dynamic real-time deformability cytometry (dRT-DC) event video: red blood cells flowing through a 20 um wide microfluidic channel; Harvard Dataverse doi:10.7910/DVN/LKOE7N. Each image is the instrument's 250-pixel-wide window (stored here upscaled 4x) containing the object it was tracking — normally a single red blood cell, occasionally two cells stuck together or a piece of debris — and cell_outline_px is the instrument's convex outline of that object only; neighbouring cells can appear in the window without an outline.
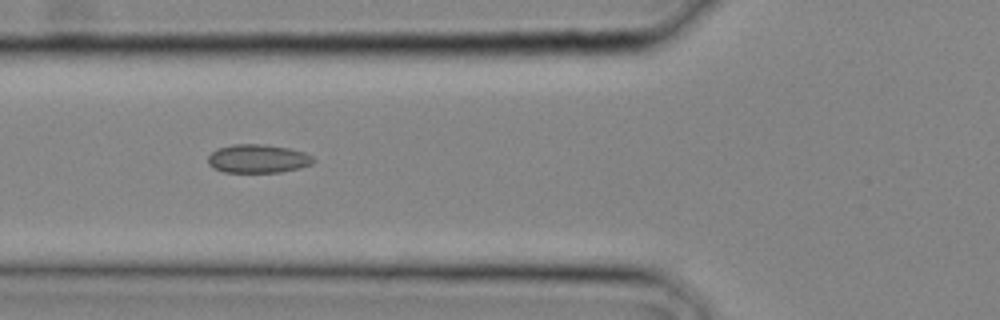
{"species": "common noctule bat (a hibernating species)", "species_latin": "Nyctalus noctula", "temperature_condition": "cold", "stored_images_in_passage": 29, "camera_frame_rate_fps": 3000, "um_per_image_px": 0.085, "animal": {"sex": "male", "body_mass_g": 20.4}, "frame": {"image": 1, "passage_image": 11, "time_ms": 3.333, "image_size_px": [1000, 320], "cell_outline_px": [[316, 160], [312, 164], [300, 168], [280, 172], [224, 172], [212, 168], [208, 164], [208, 156], [216, 148], [232, 144], [264, 144], [288, 148], [304, 152], [312, 156]], "centroid_in_image_um": [21.91, 13.48], "position_along_channel_um": 103.9, "area_um2": 17.69}}
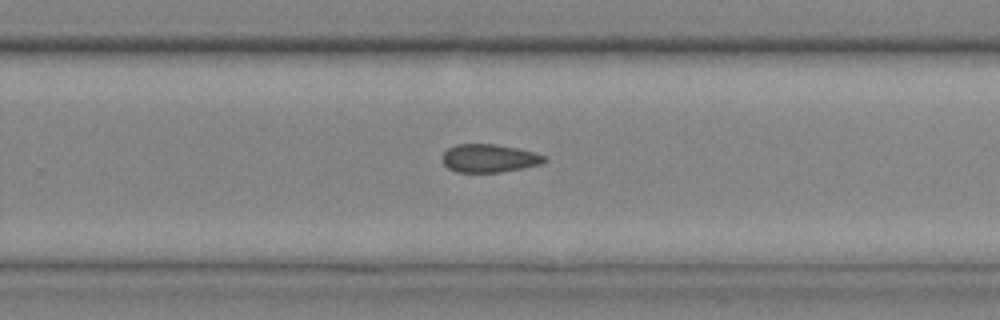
{"frame": {"image": 2, "passage_image": 19, "time_ms": 6.0, "image_size_px": [1000, 320], "cell_outline_px": [[548, 160], [540, 164], [524, 168], [500, 172], [456, 172], [448, 168], [444, 164], [440, 156], [448, 148], [456, 144], [496, 144], [516, 148], [548, 156]], "centroid_in_image_um": [41.57, 13.45], "position_along_channel_um": 288.2, "area_um2": 16.88}}
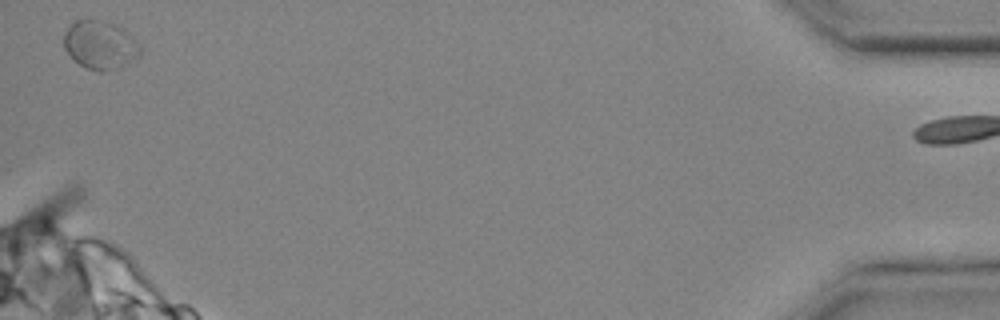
{"frame": {"image": 3, "passage_image": 28, "time_ms": 9.0, "image_size_px": [1000, 320], "cell_outline_px": [[140, 56], [136, 60], [120, 68], [104, 72], [100, 72], [88, 68], [80, 64], [64, 48], [64, 32], [76, 20], [100, 20], [124, 28], [136, 40], [140, 48]], "centroid_in_image_um": [8.56, 3.84], "position_along_channel_um": 426.6, "area_um2": 21.5}}